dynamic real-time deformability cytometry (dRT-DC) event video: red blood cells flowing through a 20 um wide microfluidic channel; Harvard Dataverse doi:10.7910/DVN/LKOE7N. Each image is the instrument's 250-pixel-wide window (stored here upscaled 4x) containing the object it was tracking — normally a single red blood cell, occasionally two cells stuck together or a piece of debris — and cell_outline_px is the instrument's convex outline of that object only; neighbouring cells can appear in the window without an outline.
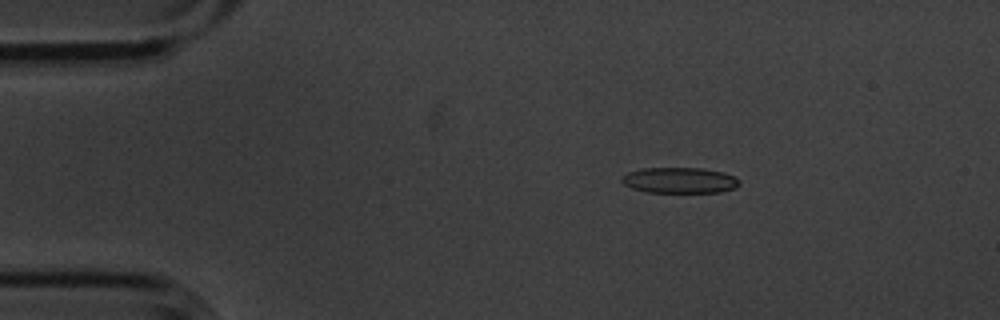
{"species": "common noctule bat (a hibernating species)", "species_latin": "Nyctalus noctula", "temperature_condition": "cold", "stored_images_in_passage": 4, "camera_frame_rate_fps": 3000, "um_per_image_px": 0.085, "animal": {"sex": "male", "body_mass_g": 20.1, "forearm_length_mm": 53.5}, "frame": {"image": 1, "passage_image": 2, "time_ms": 0.333, "image_size_px": [1000, 320], "cell_outline_px": [[740, 184], [736, 188], [720, 192], [648, 192], [632, 188], [624, 184], [620, 180], [620, 176], [628, 172], [644, 168], [704, 168], [724, 172], [736, 176], [740, 180]], "centroid_in_image_um": [57.8, 15.32], "position_along_channel_um": 27.2, "area_um2": 17.86}}
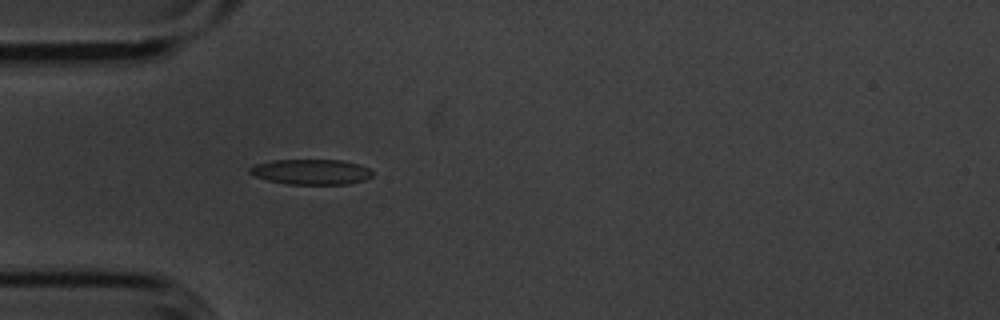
{"frame": {"image": 2, "passage_image": 4, "time_ms": 1.0, "image_size_px": [1000, 320], "cell_outline_px": [[372, 176], [364, 180], [348, 184], [284, 184], [252, 176], [248, 172], [248, 168], [256, 164], [272, 160], [340, 160], [360, 164], [368, 168], [372, 172]], "centroid_in_image_um": [26.41, 14.61], "position_along_channel_um": 58.6, "area_um2": 18.21}}